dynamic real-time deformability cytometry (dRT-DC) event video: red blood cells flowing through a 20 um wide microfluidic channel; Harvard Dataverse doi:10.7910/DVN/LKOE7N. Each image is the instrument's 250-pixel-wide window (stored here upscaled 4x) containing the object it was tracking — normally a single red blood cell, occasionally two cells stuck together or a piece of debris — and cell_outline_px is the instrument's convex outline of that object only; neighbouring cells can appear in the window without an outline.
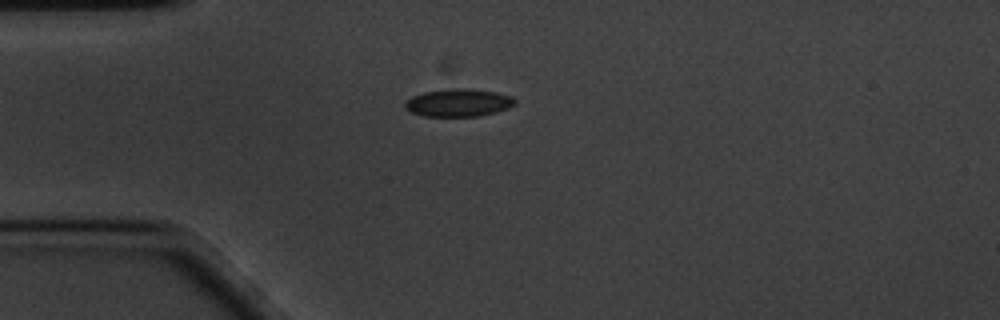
{"species": "common noctule bat (a hibernating species)", "species_latin": "Nyctalus noctula", "temperature_condition": "cold", "stored_images_in_passage": 45, "camera_frame_rate_fps": 3000, "um_per_image_px": 0.085, "animal": {"sex": "male", "body_mass_g": 20.1, "forearm_length_mm": 53.5}, "frame": {"image": 1, "passage_image": 1, "time_ms": 0.0, "image_size_px": [1000, 320], "cell_outline_px": [[516, 104], [508, 108], [496, 112], [480, 116], [424, 116], [408, 112], [404, 108], [404, 100], [412, 96], [424, 92], [452, 88], [468, 88], [496, 92], [512, 96], [516, 100]], "centroid_in_image_um": [38.94, 8.73], "position_along_channel_um": 46.1, "area_um2": 18.03}}
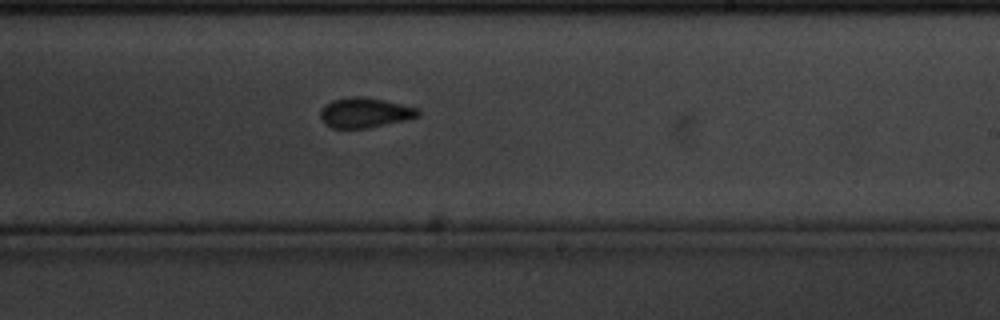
{"frame": {"image": 2, "passage_image": 21, "time_ms": 6.667, "image_size_px": [1000, 320], "cell_outline_px": [[420, 116], [404, 120], [368, 128], [332, 128], [324, 124], [320, 120], [320, 112], [324, 104], [332, 100], [348, 96], [364, 96], [384, 100], [420, 108]], "centroid_in_image_um": [30.99, 9.57], "position_along_channel_um": 258.0, "area_um2": 17.34}}
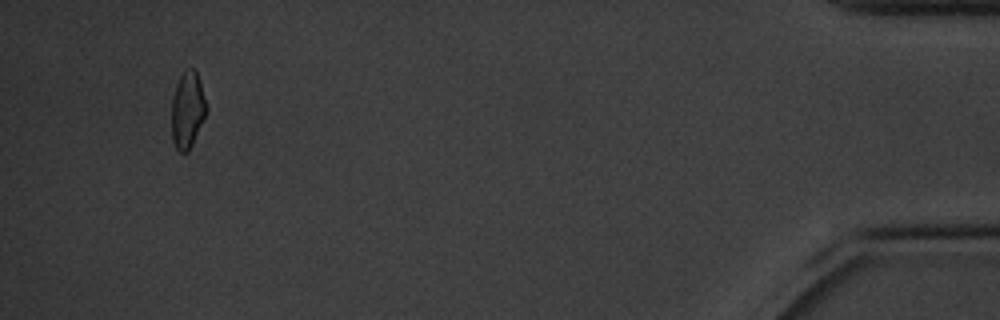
{"frame": {"image": 3, "passage_image": 42, "time_ms": 13.667, "image_size_px": [1000, 320], "cell_outline_px": [[208, 108], [192, 144], [188, 152], [180, 152], [176, 148], [172, 140], [172, 96], [176, 84], [180, 76], [184, 72], [192, 68], [196, 72], [208, 104]], "centroid_in_image_um": [15.94, 9.36], "position_along_channel_um": 419.3, "area_um2": 15.37}, "authors_computed_cell_mechanics": {"area_um2": 17.2244, "velocity_mm_per_s": 3.3763, "shape_relaxation_time_tau1_ms": 3.7574, "shape_relaxation_time_tau2_ms": 2.6002, "deformation_change_tau1": 0.075, "deformation_change_tau2": 0.0817}}